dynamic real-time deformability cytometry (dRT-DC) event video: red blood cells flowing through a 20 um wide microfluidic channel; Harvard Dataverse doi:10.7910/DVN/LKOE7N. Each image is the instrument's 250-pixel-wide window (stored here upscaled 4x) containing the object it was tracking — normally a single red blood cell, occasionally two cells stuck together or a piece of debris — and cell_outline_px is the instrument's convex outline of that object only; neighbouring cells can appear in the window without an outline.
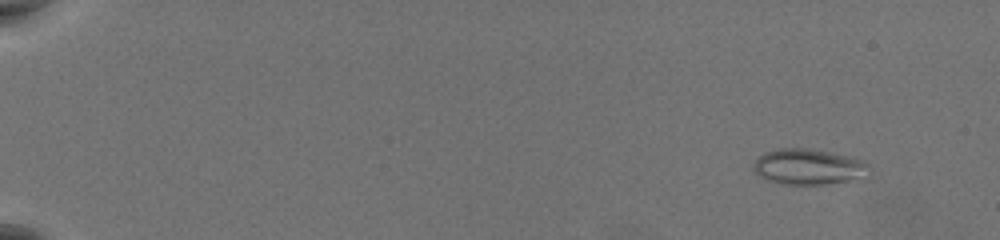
{"species": "common noctule bat (a hibernating species)", "species_latin": "Nyctalus noctula", "temperature_condition": "warm", "stored_images_in_passage": 60, "camera_frame_rate_fps": 3000, "um_per_image_px": 0.085, "animal": {"sex": "female", "body_mass_g": 19.5, "forearm_length_mm": 54.1}, "frame": {"image": 1, "passage_image": 6, "time_ms": 1.667, "image_size_px": [1000, 240], "cell_outline_px": [[868, 164], [848, 180], [828, 184], [784, 184], [768, 180], [760, 176], [752, 168], [752, 164], [764, 152], [780, 148], [812, 148], [860, 160]], "centroid_in_image_um": [68.51, 14.15], "position_along_channel_um": 16.5, "area_um2": 22.89}}
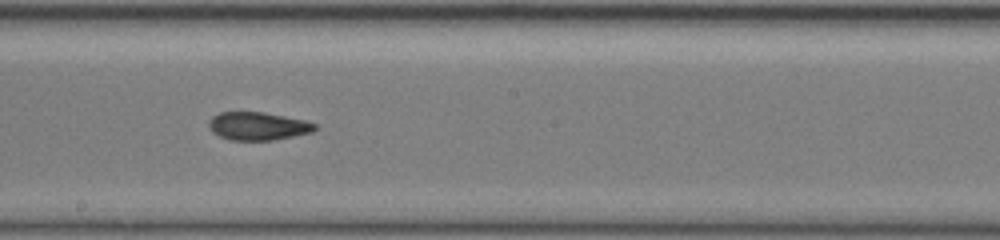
{"frame": {"image": 2, "passage_image": 37, "time_ms": 12.0, "image_size_px": [1000, 240], "cell_outline_px": [[316, 128], [312, 132], [272, 140], [228, 140], [212, 132], [208, 128], [208, 120], [212, 116], [220, 112], [264, 112], [304, 120], [316, 124]], "centroid_in_image_um": [21.87, 10.71], "position_along_channel_um": 226.3, "area_um2": 17.34}}
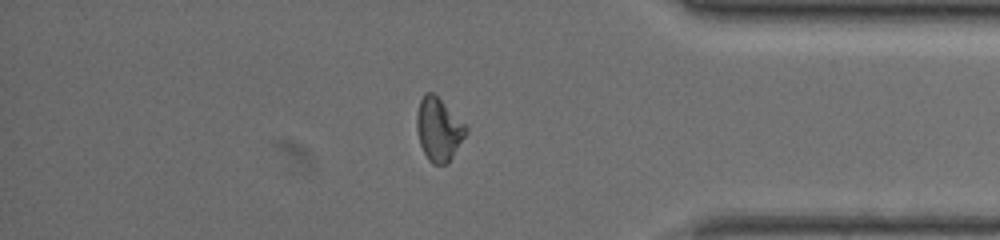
{"frame": {"image": 3, "passage_image": 52, "time_ms": 17.0, "image_size_px": [1000, 240], "cell_outline_px": [[468, 132], [452, 156], [444, 164], [432, 164], [428, 160], [420, 144], [416, 128], [416, 116], [420, 100], [424, 92], [432, 92], [468, 128]], "centroid_in_image_um": [37.26, 11.0], "position_along_channel_um": 397.9, "area_um2": 17.69}, "authors_computed_cell_mechanics": {"area_um2": 18.0625, "velocity_mm_per_s": 3.7384, "shape_relaxation_time_tau1_ms": null, "shape_relaxation_time_tau2_ms": 1.2873, "deformation_change_tau1": null, "deformation_change_tau2": 0.0684}}